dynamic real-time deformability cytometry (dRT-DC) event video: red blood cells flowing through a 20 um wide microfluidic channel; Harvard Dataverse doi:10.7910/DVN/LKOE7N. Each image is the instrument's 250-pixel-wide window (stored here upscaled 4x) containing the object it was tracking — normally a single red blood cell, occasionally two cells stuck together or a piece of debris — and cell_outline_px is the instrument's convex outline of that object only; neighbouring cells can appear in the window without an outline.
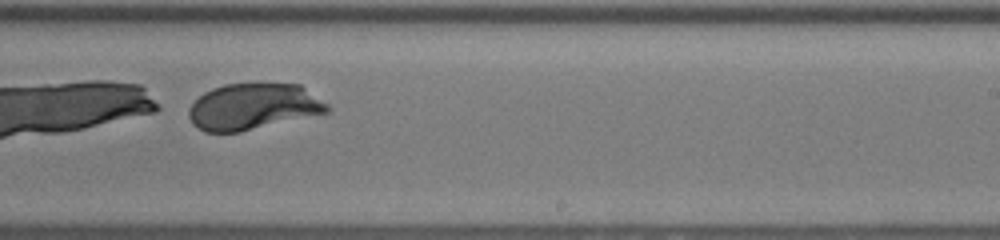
{"species": "human", "species_latin": "Homo sapiens", "temperature_condition": "room temperature", "stored_images_in_passage": 30, "camera_frame_rate_fps": 3000, "um_per_image_px": 0.085, "donor": {"sex": "female"}, "frame": {"image": 1, "passage_image": 24, "time_ms": 7.667, "image_size_px": [1000, 240], "cell_outline_px": [[332, 112], [240, 132], [204, 132], [192, 124], [188, 116], [188, 108], [204, 92], [212, 88], [224, 84], [300, 84], [328, 104], [332, 108]], "centroid_in_image_um": [21.55, 9.08], "position_along_channel_um": 267.5, "area_um2": 37.57}}